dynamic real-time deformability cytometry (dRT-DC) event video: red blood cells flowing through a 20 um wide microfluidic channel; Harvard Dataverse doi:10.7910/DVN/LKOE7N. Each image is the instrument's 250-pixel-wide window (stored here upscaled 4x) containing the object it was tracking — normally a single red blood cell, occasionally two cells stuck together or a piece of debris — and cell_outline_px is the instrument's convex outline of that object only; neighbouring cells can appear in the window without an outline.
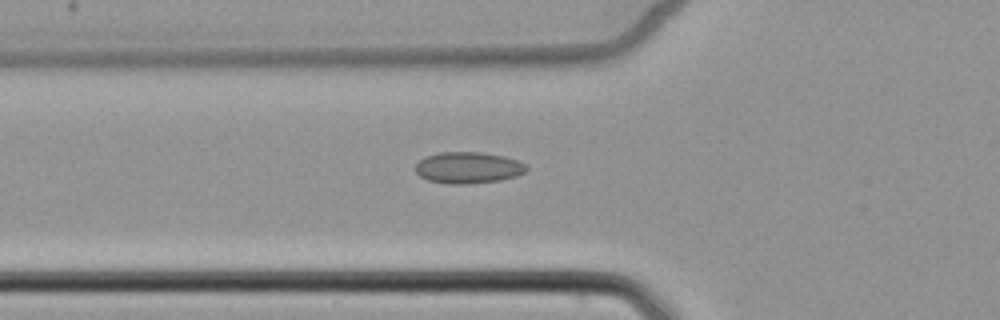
{"species": "common noctule bat (a hibernating species)", "species_latin": "Nyctalus noctula", "temperature_condition": "cold", "stored_images_in_passage": 4, "camera_frame_rate_fps": 3000, "um_per_image_px": 0.085, "animal": {"sex": "female", "body_mass_g": 22.7, "forearm_length_mm": 54.2}, "frame": {"image": 1, "passage_image": 4, "time_ms": 4.667, "image_size_px": [1000, 320], "cell_outline_px": [[528, 168], [524, 172], [516, 176], [500, 180], [468, 184], [448, 184], [428, 180], [420, 176], [416, 172], [416, 164], [424, 156], [436, 152], [484, 152], [504, 156], [516, 160], [524, 164]], "centroid_in_image_um": [39.76, 14.24], "position_along_channel_um": 86.0, "area_um2": 20.4}}